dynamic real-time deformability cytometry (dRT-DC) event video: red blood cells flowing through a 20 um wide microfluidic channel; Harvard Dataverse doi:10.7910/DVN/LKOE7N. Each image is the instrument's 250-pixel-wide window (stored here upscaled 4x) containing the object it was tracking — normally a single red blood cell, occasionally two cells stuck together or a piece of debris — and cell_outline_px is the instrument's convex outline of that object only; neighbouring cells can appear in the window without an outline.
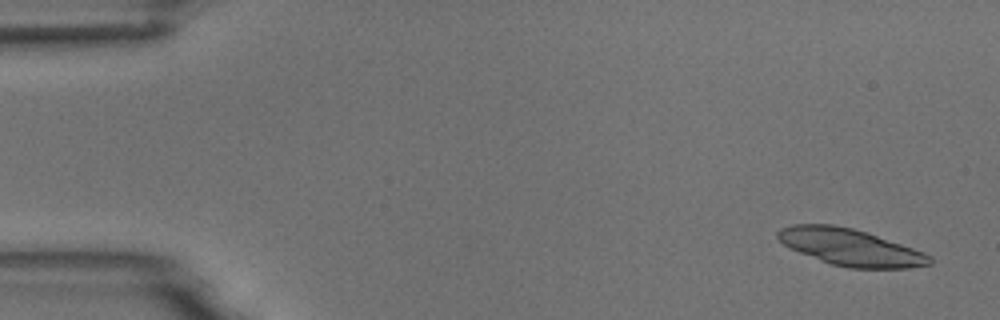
{"species": "common noctule bat (a hibernating species)", "species_latin": "Nyctalus noctula", "temperature_condition": "room temperature", "stored_images_in_passage": 10, "camera_frame_rate_fps": 3000, "um_per_image_px": 0.085, "animal": {"sex": "male", "body_mass_g": 18.8}, "frame": {"image": 1, "passage_image": 1, "time_ms": 0.0, "image_size_px": [1000, 320], "cell_outline_px": [[932, 264], [908, 268], [848, 268], [832, 264], [820, 260], [800, 252], [784, 244], [776, 236], [776, 232], [780, 228], [792, 224], [832, 224], [852, 228], [868, 232], [924, 252], [932, 256]], "centroid_in_image_um": [72.3, 21.01], "position_along_channel_um": 12.7, "area_um2": 32.48}}
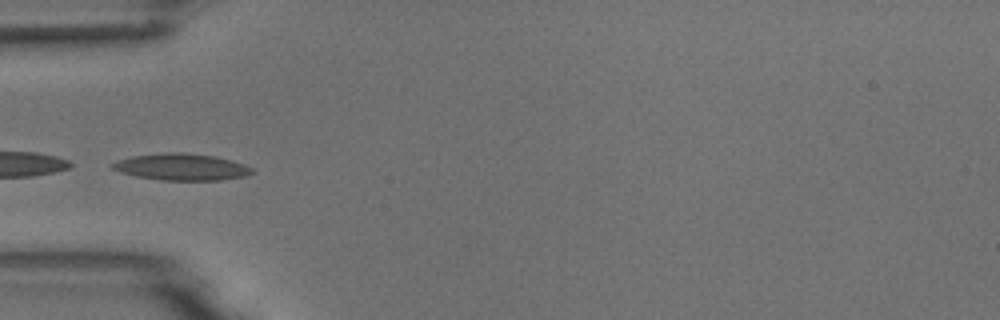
{"frame": {"image": 2, "passage_image": 5, "time_ms": 5.0, "image_size_px": [1000, 320], "cell_outline_px": [[256, 172], [248, 176], [220, 180], [160, 180], [136, 176], [120, 172], [112, 168], [108, 164], [116, 160], [132, 156], [168, 152], [184, 152], [216, 156], [232, 160], [244, 164], [252, 168]], "centroid_in_image_um": [15.44, 14.19], "position_along_channel_um": 69.6, "area_um2": 22.02}}
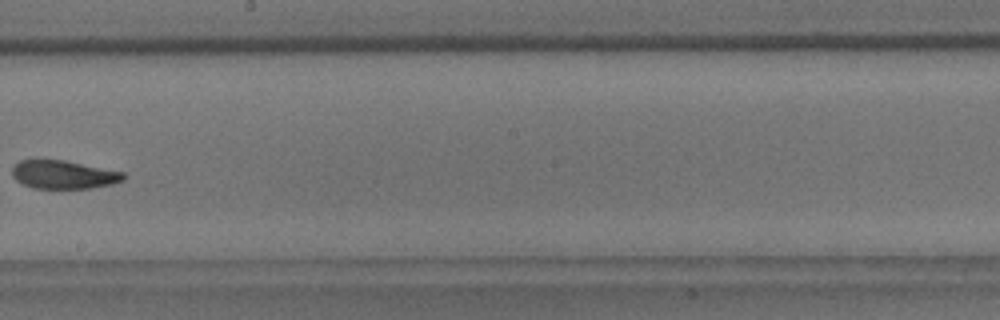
{"frame": {"image": 3, "passage_image": 9, "time_ms": 9.667, "image_size_px": [1000, 320], "cell_outline_px": [[128, 176], [124, 180], [112, 184], [92, 188], [32, 188], [16, 180], [12, 176], [12, 164], [20, 160], [32, 156], [64, 160], [124, 172]], "centroid_in_image_um": [5.34, 14.79], "position_along_channel_um": 242.9, "area_um2": 19.13}}